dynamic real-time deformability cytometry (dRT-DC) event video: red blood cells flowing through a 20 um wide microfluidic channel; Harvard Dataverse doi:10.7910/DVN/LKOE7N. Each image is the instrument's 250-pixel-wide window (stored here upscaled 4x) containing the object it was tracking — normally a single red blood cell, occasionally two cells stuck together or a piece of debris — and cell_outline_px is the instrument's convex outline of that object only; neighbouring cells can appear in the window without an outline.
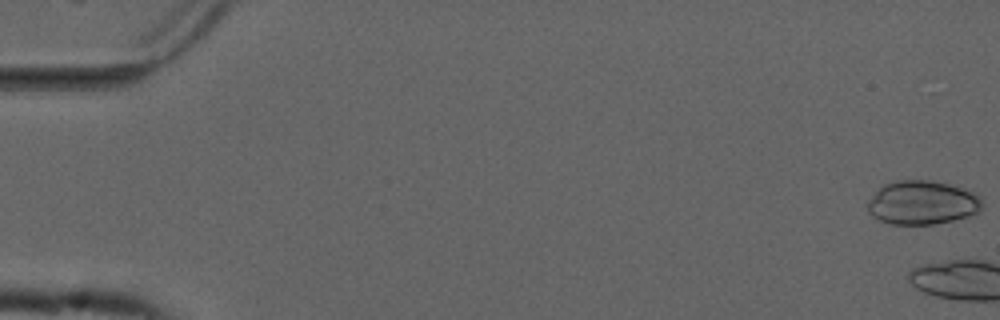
{"species": "common noctule bat (a hibernating species)", "species_latin": "Nyctalus noctula", "temperature_condition": "cold", "stored_images_in_passage": 4, "camera_frame_rate_fps": 3000, "um_per_image_px": 0.085, "animal": {"sex": "male", "forearm_length_mm": 52.5}, "frame": {"image": 1, "passage_image": 1, "time_ms": 0.0, "image_size_px": [1000, 320], "cell_outline_px": [[984, 204], [976, 212], [968, 216], [952, 220], [932, 224], [888, 224], [872, 216], [868, 212], [868, 200], [884, 184], [896, 180], [932, 180], [964, 188], [980, 196]], "centroid_in_image_um": [78.38, 17.22], "position_along_channel_um": 6.6, "area_um2": 29.19}}